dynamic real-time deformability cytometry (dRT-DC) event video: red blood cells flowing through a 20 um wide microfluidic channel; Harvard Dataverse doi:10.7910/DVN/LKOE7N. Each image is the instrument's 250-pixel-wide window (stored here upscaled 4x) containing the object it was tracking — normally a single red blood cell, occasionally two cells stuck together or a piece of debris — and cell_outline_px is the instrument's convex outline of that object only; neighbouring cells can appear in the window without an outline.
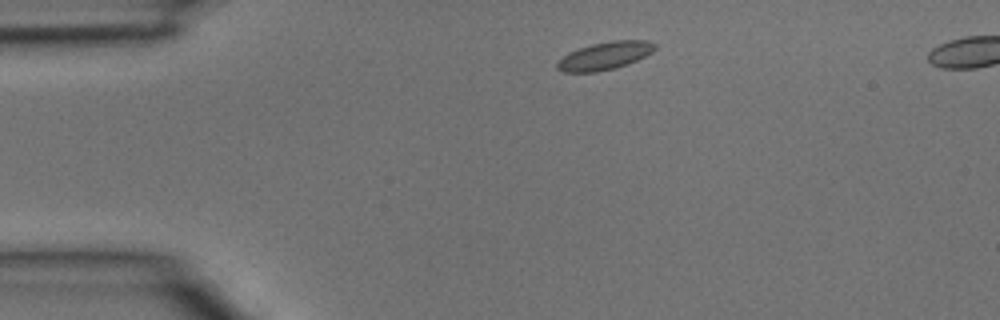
{"species": "common noctule bat (a hibernating species)", "species_latin": "Nyctalus noctula", "temperature_condition": "room temperature", "stored_images_in_passage": 3, "segment_of_instrument_passage": [1, 2], "camera_frame_rate_fps": 3000, "um_per_image_px": 0.085, "animal": {"sex": "male", "body_mass_g": 15.6}, "frame": {"image": 1, "passage_image": 1, "time_ms": 0.0, "image_size_px": [1000, 320], "cell_outline_px": [[656, 48], [652, 52], [628, 64], [596, 72], [564, 72], [556, 68], [556, 64], [568, 52], [592, 44], [612, 40], [648, 40], [656, 44]], "centroid_in_image_um": [51.42, 4.73], "position_along_channel_um": 33.6, "area_um2": 15.66}}